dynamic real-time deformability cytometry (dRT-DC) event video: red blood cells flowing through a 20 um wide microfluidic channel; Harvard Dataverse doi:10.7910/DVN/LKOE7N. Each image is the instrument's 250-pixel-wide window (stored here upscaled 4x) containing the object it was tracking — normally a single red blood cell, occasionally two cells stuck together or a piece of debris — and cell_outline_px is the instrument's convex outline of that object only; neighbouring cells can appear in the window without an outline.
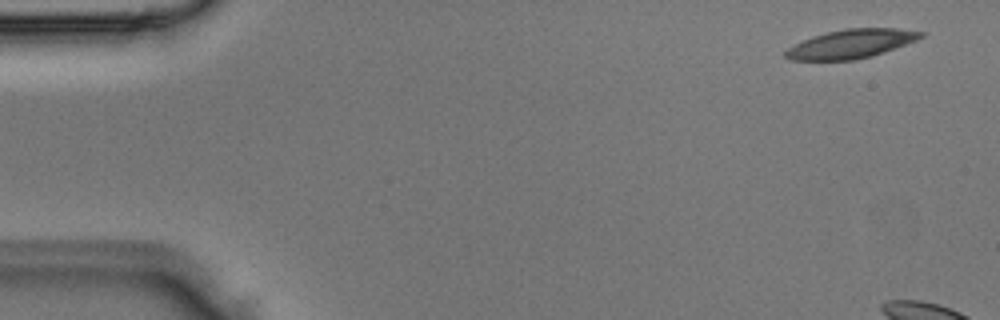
{"species": "Egyptian fruit bat (a non-hibernating species)", "species_latin": "Rousettus aegyptiacus", "temperature_condition": "room temperature", "stored_images_in_passage": 3, "camera_frame_rate_fps": 3000, "um_per_image_px": 0.085, "animal": {"sex": "male"}, "frame": {"image": 1, "passage_image": 1, "time_ms": 0.0, "image_size_px": [1000, 320], "cell_outline_px": [[928, 32], [924, 36], [916, 40], [884, 52], [872, 56], [852, 60], [788, 60], [784, 56], [784, 52], [788, 48], [812, 36], [844, 28], [896, 28]], "centroid_in_image_um": [72.36, 3.72], "position_along_channel_um": 12.6, "area_um2": 22.72}}